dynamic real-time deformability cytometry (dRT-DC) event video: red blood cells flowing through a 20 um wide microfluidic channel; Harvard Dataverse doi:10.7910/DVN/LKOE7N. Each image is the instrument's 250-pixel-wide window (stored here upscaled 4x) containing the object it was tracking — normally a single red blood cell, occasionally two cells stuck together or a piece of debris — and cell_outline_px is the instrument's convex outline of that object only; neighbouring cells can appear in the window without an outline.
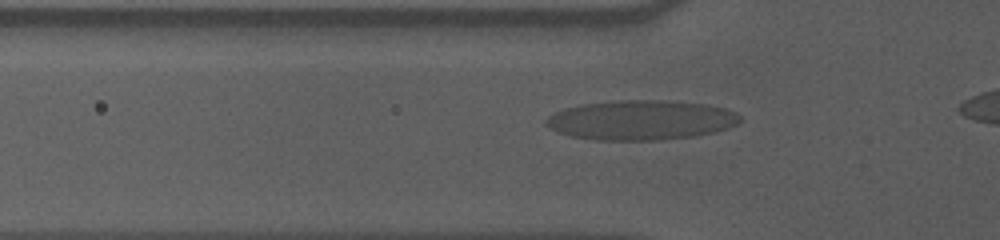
{"species": "human", "species_latin": "Homo sapiens", "temperature_condition": "cold", "stored_images_in_passage": 42, "camera_frame_rate_fps": 3000, "um_per_image_px": 0.085, "donor": {"sex": "male"}, "frame": {"image": 1, "passage_image": 11, "time_ms": 3.333, "image_size_px": [1000, 240], "cell_outline_px": [[740, 120], [736, 124], [728, 128], [696, 136], [660, 140], [596, 140], [568, 136], [544, 124], [544, 120], [548, 116], [564, 108], [580, 104], [616, 100], [664, 100], [704, 104], [724, 108], [736, 112], [740, 116]], "centroid_in_image_um": [54.45, 10.2], "position_along_channel_um": 71.3, "area_um2": 44.97}}
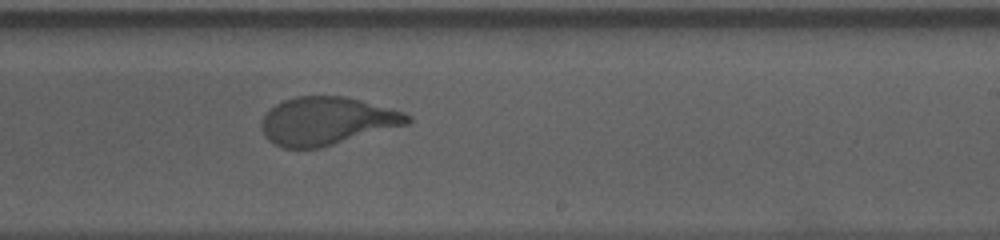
{"frame": {"image": 2, "passage_image": 27, "time_ms": 8.667, "image_size_px": [1000, 240], "cell_outline_px": [[412, 120], [408, 124], [320, 148], [284, 148], [272, 144], [264, 136], [260, 128], [260, 120], [276, 104], [284, 100], [296, 96], [348, 96], [404, 112], [412, 116]], "centroid_in_image_um": [27.76, 10.29], "position_along_channel_um": 261.2, "area_um2": 40.98}}
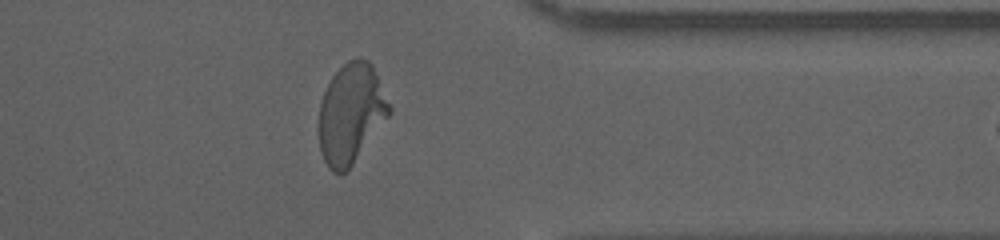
{"frame": {"image": 3, "passage_image": 38, "time_ms": 12.333, "image_size_px": [1000, 240], "cell_outline_px": [[392, 112], [352, 164], [340, 176], [332, 172], [328, 168], [324, 160], [320, 148], [320, 104], [324, 92], [332, 76], [348, 60], [356, 56], [360, 56], [368, 60], [372, 64], [392, 108]], "centroid_in_image_um": [29.85, 9.63], "position_along_channel_um": 381.6, "area_um2": 40.69}, "authors_computed_cell_mechanics": {"area_um2": 41.7027, "velocity_mm_per_s": 3.5483, "shape_relaxation_time_tau1_ms": 6.7395, "shape_relaxation_time_tau2_ms": null, "deformation_change_tau1": 0.2455, "deformation_change_tau2": null}}